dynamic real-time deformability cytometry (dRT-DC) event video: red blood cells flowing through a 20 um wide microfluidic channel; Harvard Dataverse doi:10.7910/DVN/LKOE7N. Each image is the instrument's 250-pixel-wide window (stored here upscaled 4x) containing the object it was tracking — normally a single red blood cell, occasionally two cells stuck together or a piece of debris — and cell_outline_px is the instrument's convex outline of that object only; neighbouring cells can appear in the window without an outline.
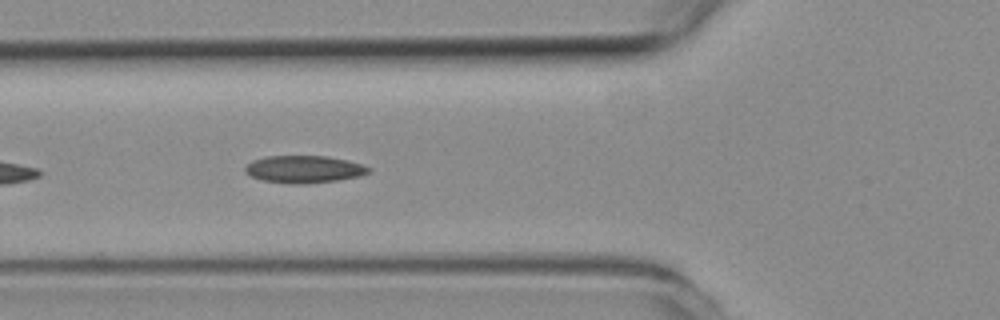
{"species": "common noctule bat (a hibernating species)", "species_latin": "Nyctalus noctula", "temperature_condition": "room temperature", "stored_images_in_passage": 12, "camera_frame_rate_fps": 3000, "um_per_image_px": 0.085, "animal": {"sex": "female", "body_mass_g": 19.3, "forearm_length_mm": 54.1}, "frame": {"image": 1, "passage_image": 6, "time_ms": 1.667, "image_size_px": [1000, 320], "cell_outline_px": [[372, 168], [368, 172], [360, 176], [336, 180], [308, 184], [292, 184], [264, 180], [252, 176], [244, 172], [244, 168], [252, 160], [264, 156], [328, 156], [348, 160], [364, 164]], "centroid_in_image_um": [25.86, 14.38], "position_along_channel_um": 99.9, "area_um2": 19.77}}